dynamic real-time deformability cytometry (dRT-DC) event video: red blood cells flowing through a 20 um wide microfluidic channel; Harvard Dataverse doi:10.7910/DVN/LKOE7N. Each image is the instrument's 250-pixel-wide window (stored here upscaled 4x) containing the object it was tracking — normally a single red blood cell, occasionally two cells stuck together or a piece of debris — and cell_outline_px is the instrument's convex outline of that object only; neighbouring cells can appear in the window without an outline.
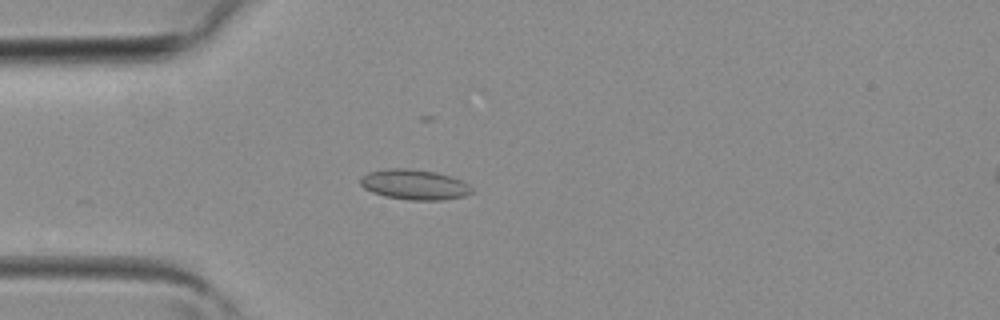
{"species": "common noctule bat (a hibernating species)", "species_latin": "Nyctalus noctula", "temperature_condition": "room temperature", "stored_images_in_passage": 3, "camera_frame_rate_fps": 3000, "um_per_image_px": 0.085, "animal": {"sex": "female", "body_mass_g": 19.3, "forearm_length_mm": 54.1}, "frame": {"image": 1, "passage_image": 2, "time_ms": 0.333, "image_size_px": [1000, 320], "cell_outline_px": [[472, 192], [464, 196], [444, 200], [408, 200], [384, 196], [372, 192], [364, 188], [360, 184], [360, 176], [368, 172], [392, 168], [408, 168], [436, 172], [452, 176], [468, 184], [472, 188]], "centroid_in_image_um": [35.21, 15.69], "position_along_channel_um": 49.8, "area_um2": 19.71}}